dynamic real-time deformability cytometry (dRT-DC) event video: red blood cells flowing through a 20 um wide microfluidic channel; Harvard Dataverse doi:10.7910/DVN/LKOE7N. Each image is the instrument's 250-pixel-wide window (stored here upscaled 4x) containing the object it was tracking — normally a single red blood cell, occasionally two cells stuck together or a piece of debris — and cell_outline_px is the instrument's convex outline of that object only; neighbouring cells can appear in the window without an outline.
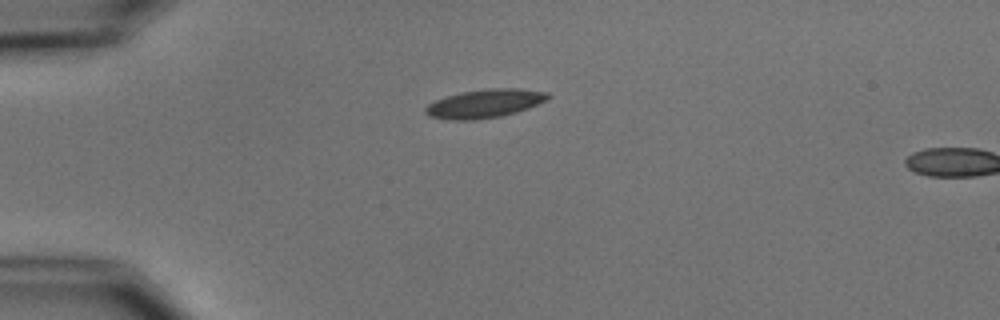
{"species": "common noctule bat (a hibernating species)", "species_latin": "Nyctalus noctula", "temperature_condition": "cold", "stored_images_in_passage": 2, "camera_frame_rate_fps": 3000, "um_per_image_px": 0.085, "animal": {"sex": "male", "body_mass_g": 15.6}, "frame": {"image": 1, "passage_image": 1, "time_ms": 0.0, "image_size_px": [1000, 320], "cell_outline_px": [[552, 96], [548, 100], [528, 108], [516, 112], [500, 116], [476, 120], [452, 120], [428, 116], [424, 112], [424, 108], [428, 104], [436, 100], [460, 92], [488, 88], [520, 88], [548, 92]], "centroid_in_image_um": [41.22, 8.79], "position_along_channel_um": 43.8, "area_um2": 20.52}}